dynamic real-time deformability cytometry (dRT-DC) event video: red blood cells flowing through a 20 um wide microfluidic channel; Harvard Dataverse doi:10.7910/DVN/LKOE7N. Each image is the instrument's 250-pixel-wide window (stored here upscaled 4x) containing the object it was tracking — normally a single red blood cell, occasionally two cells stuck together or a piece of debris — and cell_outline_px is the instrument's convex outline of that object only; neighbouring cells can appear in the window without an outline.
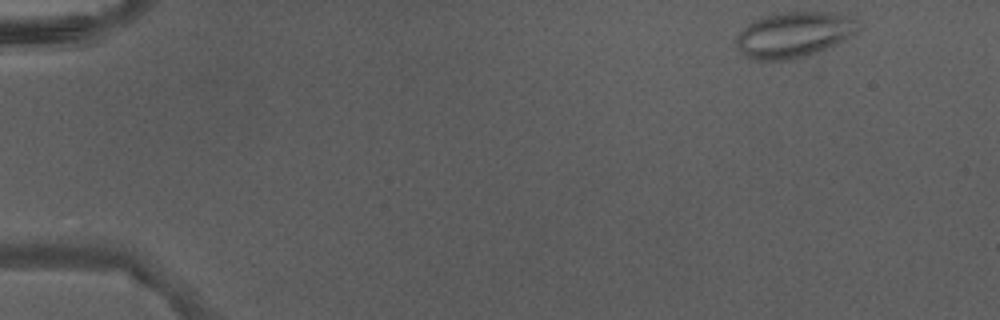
{"species": "Egyptian fruit bat (a non-hibernating species)", "species_latin": "Rousettus aegyptiacus", "temperature_condition": "warm", "stored_images_in_passage": 9, "camera_frame_rate_fps": 3000, "um_per_image_px": 0.085, "animal": {"sex": "male"}, "frame": {"image": 1, "passage_image": 1, "time_ms": 0.0, "image_size_px": [1000, 320], "cell_outline_px": [[860, 28], [856, 36], [808, 56], [788, 60], [756, 60], [744, 56], [736, 48], [736, 36], [752, 20], [776, 12], [828, 12], [852, 16], [860, 24]], "centroid_in_image_um": [67.52, 2.95], "position_along_channel_um": 17.5, "area_um2": 33.06}}